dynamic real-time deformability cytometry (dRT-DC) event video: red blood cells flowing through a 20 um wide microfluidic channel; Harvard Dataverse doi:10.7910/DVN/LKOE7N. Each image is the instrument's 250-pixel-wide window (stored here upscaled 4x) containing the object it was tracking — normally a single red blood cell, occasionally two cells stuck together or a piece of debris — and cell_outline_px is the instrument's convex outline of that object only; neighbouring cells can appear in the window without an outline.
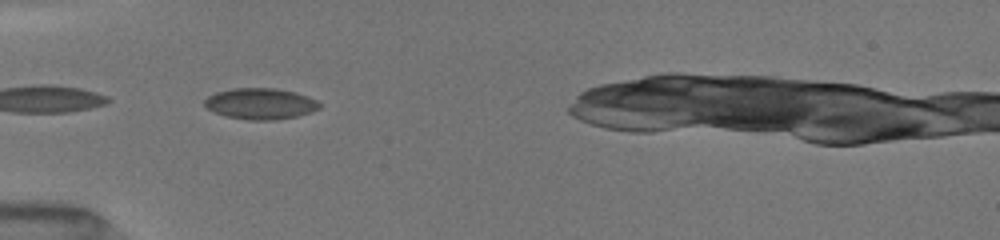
{"species": "common noctule bat (a hibernating species)", "species_latin": "Nyctalus noctula", "temperature_condition": "room temperature", "stored_images_in_passage": 29, "camera_frame_rate_fps": 3000, "um_per_image_px": 0.085, "animal": {"sex": "female", "body_mass_g": 19.5, "forearm_length_mm": 54.1}, "frame": {"image": 1, "passage_image": 8, "time_ms": 2.333, "image_size_px": [1000, 240], "cell_outline_px": [[320, 108], [312, 112], [296, 116], [276, 120], [248, 120], [224, 116], [208, 108], [204, 104], [204, 100], [208, 96], [216, 92], [232, 88], [276, 88], [296, 92], [308, 96], [316, 100], [320, 104]], "centroid_in_image_um": [22.15, 8.81], "position_along_channel_um": 62.9, "area_um2": 20.92}}
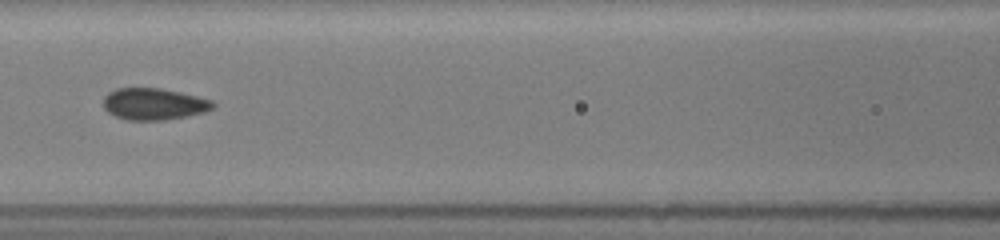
{"frame": {"image": 2, "passage_image": 15, "time_ms": 4.667, "image_size_px": [1000, 240], "cell_outline_px": [[216, 104], [212, 108], [204, 112], [164, 120], [128, 120], [116, 116], [108, 112], [104, 108], [104, 96], [108, 92], [116, 88], [160, 88], [180, 92], [212, 100]], "centroid_in_image_um": [13.06, 8.83], "position_along_channel_um": 153.5, "area_um2": 20.11}}
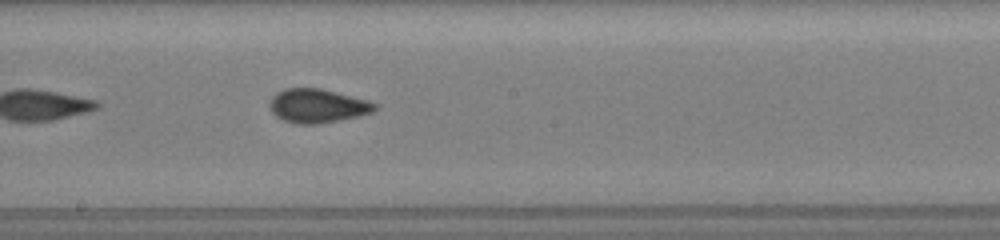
{"frame": {"image": 3, "passage_image": 20, "time_ms": 6.333, "image_size_px": [1000, 240], "cell_outline_px": [[376, 108], [372, 112], [356, 116], [316, 124], [296, 124], [284, 120], [276, 116], [272, 112], [268, 104], [272, 96], [276, 92], [284, 88], [320, 88], [368, 100], [376, 104]], "centroid_in_image_um": [26.93, 8.98], "position_along_channel_um": 221.3, "area_um2": 20.58}}